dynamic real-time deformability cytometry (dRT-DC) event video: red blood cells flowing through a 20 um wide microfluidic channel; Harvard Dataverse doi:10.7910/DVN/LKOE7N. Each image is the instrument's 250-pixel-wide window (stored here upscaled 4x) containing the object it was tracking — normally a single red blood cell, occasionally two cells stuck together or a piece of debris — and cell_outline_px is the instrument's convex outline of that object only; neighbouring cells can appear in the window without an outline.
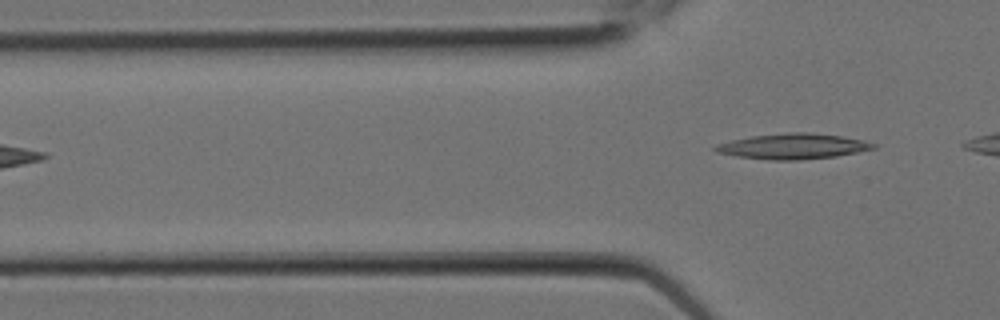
{"species": "Egyptian fruit bat (a non-hibernating species)", "species_latin": "Rousettus aegyptiacus", "temperature_condition": "room temperature", "stored_images_in_passage": 4, "segment_of_instrument_passage": [2, 2], "camera_frame_rate_fps": 3000, "um_per_image_px": 0.085, "animal": {"sex": "female"}, "frame": {"image": 1, "passage_image": 4, "time_ms": 1.0, "image_size_px": [1000, 320], "cell_outline_px": [[876, 148], [836, 156], [800, 160], [768, 160], [736, 156], [716, 152], [712, 148], [716, 144], [732, 140], [752, 136], [788, 132], [812, 132], [840, 136], [864, 140], [876, 144]], "centroid_in_image_um": [67.39, 12.43], "position_along_channel_um": 58.4, "area_um2": 23.47}}